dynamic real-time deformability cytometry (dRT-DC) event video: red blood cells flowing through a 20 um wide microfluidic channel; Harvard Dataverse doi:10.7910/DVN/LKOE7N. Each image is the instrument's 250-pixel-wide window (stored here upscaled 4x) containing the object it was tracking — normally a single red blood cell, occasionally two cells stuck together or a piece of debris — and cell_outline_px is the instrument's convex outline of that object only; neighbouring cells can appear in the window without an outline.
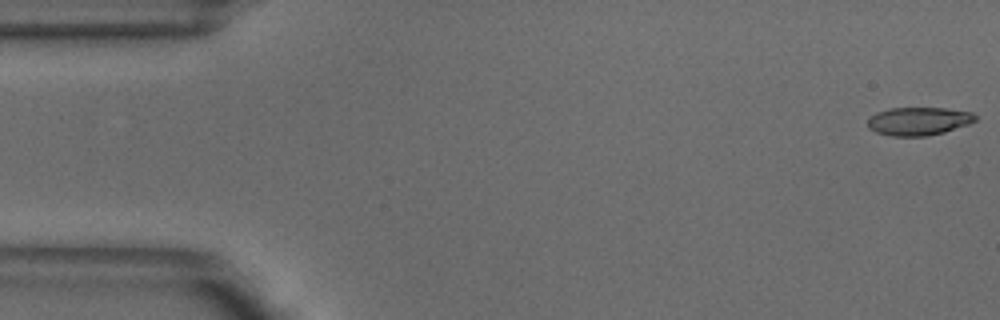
{"species": "common noctule bat (a hibernating species)", "species_latin": "Nyctalus noctula", "temperature_condition": "warm", "stored_images_in_passage": 51, "camera_frame_rate_fps": 3000, "um_per_image_px": 0.085, "animal": {"sex": "male", "body_mass_g": 18.8}, "frame": {"image": 1, "passage_image": 1, "time_ms": 0.0, "image_size_px": [1000, 320], "cell_outline_px": [[976, 120], [968, 124], [944, 132], [928, 136], [892, 136], [876, 132], [868, 128], [868, 120], [876, 112], [888, 108], [944, 108], [972, 112], [976, 116]], "centroid_in_image_um": [78.07, 10.3], "position_along_channel_um": 6.9, "area_um2": 17.63}}
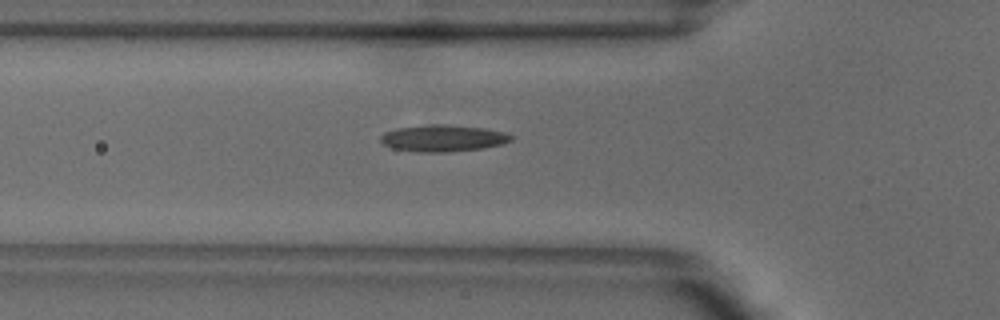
{"frame": {"image": 2, "passage_image": 17, "time_ms": 5.333, "image_size_px": [1000, 320], "cell_outline_px": [[512, 140], [500, 144], [480, 148], [444, 152], [416, 152], [392, 148], [384, 144], [380, 140], [380, 136], [384, 132], [396, 128], [428, 124], [448, 124], [484, 128], [504, 132], [512, 136]], "centroid_in_image_um": [37.6, 11.73], "position_along_channel_um": 88.2, "area_um2": 20.23}}
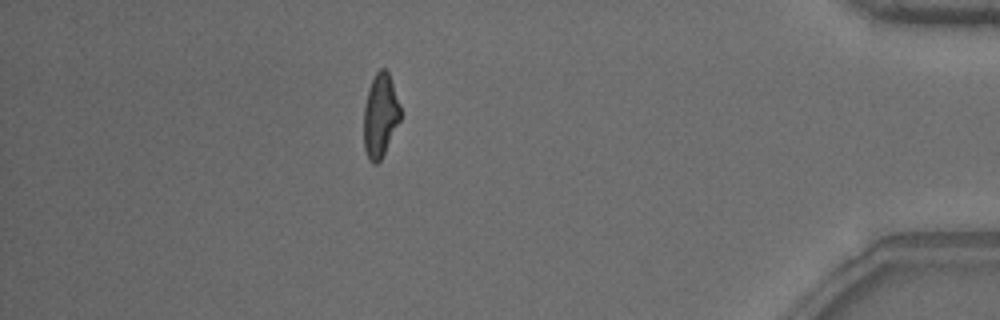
{"frame": {"image": 3, "passage_image": 45, "time_ms": 14.667, "image_size_px": [1000, 320], "cell_outline_px": [[400, 120], [380, 160], [376, 164], [372, 164], [368, 160], [364, 148], [364, 104], [368, 88], [376, 72], [380, 68], [384, 68], [388, 72], [400, 104]], "centroid_in_image_um": [32.3, 9.81], "position_along_channel_um": 402.9, "area_um2": 17.74}, "authors_computed_cell_mechanics": {"area_um2": 18.496, "velocity_mm_per_s": 3.8905, "shape_relaxation_time_tau1_ms": 7.5685, "shape_relaxation_time_tau2_ms": 1.8878, "deformation_change_tau1": 0.229, "deformation_change_tau2": 0.1056}}